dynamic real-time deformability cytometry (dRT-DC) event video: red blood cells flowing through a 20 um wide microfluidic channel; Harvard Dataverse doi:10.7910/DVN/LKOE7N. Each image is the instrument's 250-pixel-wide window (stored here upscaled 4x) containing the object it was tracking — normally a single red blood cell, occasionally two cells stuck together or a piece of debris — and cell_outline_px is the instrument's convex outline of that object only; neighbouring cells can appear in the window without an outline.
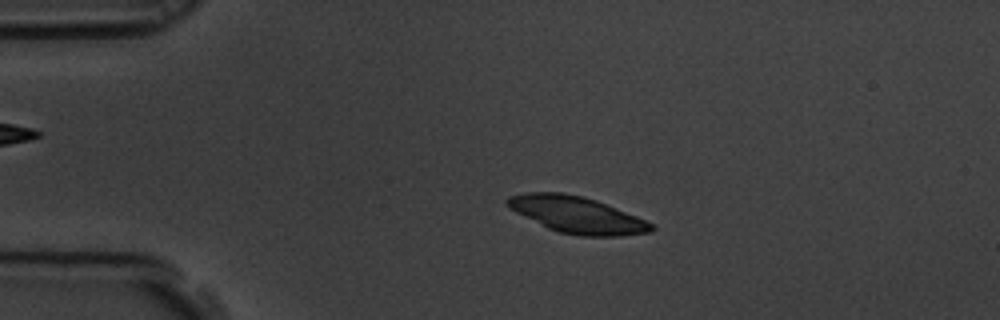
{"species": "common noctule bat (a hibernating species)", "species_latin": "Nyctalus noctula", "temperature_condition": "room temperature", "stored_images_in_passage": 58, "camera_frame_rate_fps": 3000, "um_per_image_px": 0.085, "animal": {"sex": "male", "body_mass_g": 19.5, "forearm_length_mm": 54.6}, "frame": {"image": 1, "passage_image": 12, "time_ms": 3.667, "image_size_px": [1000, 320], "cell_outline_px": [[656, 228], [652, 232], [620, 236], [580, 236], [560, 232], [548, 228], [508, 208], [504, 204], [504, 200], [508, 196], [524, 192], [564, 192], [584, 196], [596, 200], [636, 216], [652, 224]], "centroid_in_image_um": [49.0, 18.24], "position_along_channel_um": 36.0, "area_um2": 30.75}}